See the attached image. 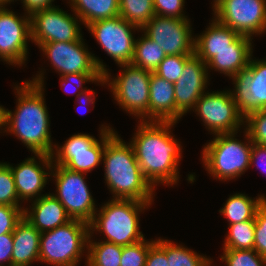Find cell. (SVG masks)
<instances>
[{"label": "cell", "instance_id": "30", "mask_svg": "<svg viewBox=\"0 0 266 266\" xmlns=\"http://www.w3.org/2000/svg\"><path fill=\"white\" fill-rule=\"evenodd\" d=\"M228 234L223 249H254L255 219L234 223L228 226Z\"/></svg>", "mask_w": 266, "mask_h": 266}, {"label": "cell", "instance_id": "42", "mask_svg": "<svg viewBox=\"0 0 266 266\" xmlns=\"http://www.w3.org/2000/svg\"><path fill=\"white\" fill-rule=\"evenodd\" d=\"M13 236L12 233L0 235V266H12Z\"/></svg>", "mask_w": 266, "mask_h": 266}, {"label": "cell", "instance_id": "2", "mask_svg": "<svg viewBox=\"0 0 266 266\" xmlns=\"http://www.w3.org/2000/svg\"><path fill=\"white\" fill-rule=\"evenodd\" d=\"M23 83L14 87L17 106L13 112L7 109L6 133L17 136L34 154L51 155L55 145L44 98V71Z\"/></svg>", "mask_w": 266, "mask_h": 266}, {"label": "cell", "instance_id": "40", "mask_svg": "<svg viewBox=\"0 0 266 266\" xmlns=\"http://www.w3.org/2000/svg\"><path fill=\"white\" fill-rule=\"evenodd\" d=\"M185 0H153L155 15L188 19L184 15Z\"/></svg>", "mask_w": 266, "mask_h": 266}, {"label": "cell", "instance_id": "32", "mask_svg": "<svg viewBox=\"0 0 266 266\" xmlns=\"http://www.w3.org/2000/svg\"><path fill=\"white\" fill-rule=\"evenodd\" d=\"M220 257L227 266H266V258L254 249H223Z\"/></svg>", "mask_w": 266, "mask_h": 266}, {"label": "cell", "instance_id": "23", "mask_svg": "<svg viewBox=\"0 0 266 266\" xmlns=\"http://www.w3.org/2000/svg\"><path fill=\"white\" fill-rule=\"evenodd\" d=\"M40 235L24 217L17 223L12 233V266H30L39 261Z\"/></svg>", "mask_w": 266, "mask_h": 266}, {"label": "cell", "instance_id": "44", "mask_svg": "<svg viewBox=\"0 0 266 266\" xmlns=\"http://www.w3.org/2000/svg\"><path fill=\"white\" fill-rule=\"evenodd\" d=\"M259 160L262 161V164H264L265 166H261L262 164L261 162H258ZM254 163H256L255 165H257V167H259L260 169H262L263 167L262 170L266 172V145H257L252 143L250 167H252Z\"/></svg>", "mask_w": 266, "mask_h": 266}, {"label": "cell", "instance_id": "39", "mask_svg": "<svg viewBox=\"0 0 266 266\" xmlns=\"http://www.w3.org/2000/svg\"><path fill=\"white\" fill-rule=\"evenodd\" d=\"M24 207L0 205V235L13 233L17 223L23 218Z\"/></svg>", "mask_w": 266, "mask_h": 266}, {"label": "cell", "instance_id": "1", "mask_svg": "<svg viewBox=\"0 0 266 266\" xmlns=\"http://www.w3.org/2000/svg\"><path fill=\"white\" fill-rule=\"evenodd\" d=\"M175 123L140 121L129 142L144 177L154 188L161 183L173 186L179 181L182 146L171 135Z\"/></svg>", "mask_w": 266, "mask_h": 266}, {"label": "cell", "instance_id": "22", "mask_svg": "<svg viewBox=\"0 0 266 266\" xmlns=\"http://www.w3.org/2000/svg\"><path fill=\"white\" fill-rule=\"evenodd\" d=\"M149 121L176 122L174 83L151 72Z\"/></svg>", "mask_w": 266, "mask_h": 266}, {"label": "cell", "instance_id": "3", "mask_svg": "<svg viewBox=\"0 0 266 266\" xmlns=\"http://www.w3.org/2000/svg\"><path fill=\"white\" fill-rule=\"evenodd\" d=\"M105 183L113 199H131L152 202L155 188L144 177L133 147L119 137L111 127L105 132L102 155Z\"/></svg>", "mask_w": 266, "mask_h": 266}, {"label": "cell", "instance_id": "31", "mask_svg": "<svg viewBox=\"0 0 266 266\" xmlns=\"http://www.w3.org/2000/svg\"><path fill=\"white\" fill-rule=\"evenodd\" d=\"M166 258L169 266H211L213 263V259L168 239H166Z\"/></svg>", "mask_w": 266, "mask_h": 266}, {"label": "cell", "instance_id": "10", "mask_svg": "<svg viewBox=\"0 0 266 266\" xmlns=\"http://www.w3.org/2000/svg\"><path fill=\"white\" fill-rule=\"evenodd\" d=\"M192 110L214 135L235 133L244 126V116L238 111L231 90L205 92Z\"/></svg>", "mask_w": 266, "mask_h": 266}, {"label": "cell", "instance_id": "25", "mask_svg": "<svg viewBox=\"0 0 266 266\" xmlns=\"http://www.w3.org/2000/svg\"><path fill=\"white\" fill-rule=\"evenodd\" d=\"M265 200L264 194L252 199L243 193H236L227 199L219 212L224 215L229 225L244 222L255 217L256 211Z\"/></svg>", "mask_w": 266, "mask_h": 266}, {"label": "cell", "instance_id": "28", "mask_svg": "<svg viewBox=\"0 0 266 266\" xmlns=\"http://www.w3.org/2000/svg\"><path fill=\"white\" fill-rule=\"evenodd\" d=\"M166 56L164 50L155 41L142 34L141 38L135 39L131 64L154 72Z\"/></svg>", "mask_w": 266, "mask_h": 266}, {"label": "cell", "instance_id": "24", "mask_svg": "<svg viewBox=\"0 0 266 266\" xmlns=\"http://www.w3.org/2000/svg\"><path fill=\"white\" fill-rule=\"evenodd\" d=\"M71 9L82 24L119 16V0H69Z\"/></svg>", "mask_w": 266, "mask_h": 266}, {"label": "cell", "instance_id": "9", "mask_svg": "<svg viewBox=\"0 0 266 266\" xmlns=\"http://www.w3.org/2000/svg\"><path fill=\"white\" fill-rule=\"evenodd\" d=\"M110 128L109 125H101L100 141L90 134L78 133L69 137L63 146L55 144V150L51 154L53 164L64 166L71 171L86 174L91 172L102 163L105 132Z\"/></svg>", "mask_w": 266, "mask_h": 266}, {"label": "cell", "instance_id": "18", "mask_svg": "<svg viewBox=\"0 0 266 266\" xmlns=\"http://www.w3.org/2000/svg\"><path fill=\"white\" fill-rule=\"evenodd\" d=\"M208 68L195 54L185 63L182 75L174 83L176 122L191 111L205 93L208 84Z\"/></svg>", "mask_w": 266, "mask_h": 266}, {"label": "cell", "instance_id": "13", "mask_svg": "<svg viewBox=\"0 0 266 266\" xmlns=\"http://www.w3.org/2000/svg\"><path fill=\"white\" fill-rule=\"evenodd\" d=\"M74 16L57 6L35 12L30 16L32 43L39 46L43 43L80 40L79 22L82 21L76 14Z\"/></svg>", "mask_w": 266, "mask_h": 266}, {"label": "cell", "instance_id": "14", "mask_svg": "<svg viewBox=\"0 0 266 266\" xmlns=\"http://www.w3.org/2000/svg\"><path fill=\"white\" fill-rule=\"evenodd\" d=\"M87 29L117 65L131 63L135 44L132 31L140 30L139 27L116 16L95 21Z\"/></svg>", "mask_w": 266, "mask_h": 266}, {"label": "cell", "instance_id": "37", "mask_svg": "<svg viewBox=\"0 0 266 266\" xmlns=\"http://www.w3.org/2000/svg\"><path fill=\"white\" fill-rule=\"evenodd\" d=\"M60 80H61V85L64 89V92L66 91V93L70 92V90L67 89L68 86L66 84L71 83V81L74 80L73 82L76 85V87L74 85H71V86H74L76 88V89H73L74 90L73 93L76 95V97H78L82 92H85L86 90H88L87 88L83 87L84 83L86 84L87 82H92V83L95 82V84L100 83V84H102V86L106 85V80H105V77L102 73L65 74L63 76H60ZM67 90L69 92H67Z\"/></svg>", "mask_w": 266, "mask_h": 266}, {"label": "cell", "instance_id": "8", "mask_svg": "<svg viewBox=\"0 0 266 266\" xmlns=\"http://www.w3.org/2000/svg\"><path fill=\"white\" fill-rule=\"evenodd\" d=\"M85 174L71 171L61 165H53L51 175L56 182V194L52 195L64 206L71 219L89 224L97 208L86 183Z\"/></svg>", "mask_w": 266, "mask_h": 266}, {"label": "cell", "instance_id": "47", "mask_svg": "<svg viewBox=\"0 0 266 266\" xmlns=\"http://www.w3.org/2000/svg\"><path fill=\"white\" fill-rule=\"evenodd\" d=\"M12 1L14 2V0H0V5H6L8 3L10 4Z\"/></svg>", "mask_w": 266, "mask_h": 266}, {"label": "cell", "instance_id": "21", "mask_svg": "<svg viewBox=\"0 0 266 266\" xmlns=\"http://www.w3.org/2000/svg\"><path fill=\"white\" fill-rule=\"evenodd\" d=\"M31 203L32 207L24 208L23 217L40 233L53 230L71 220L64 206L51 193H46Z\"/></svg>", "mask_w": 266, "mask_h": 266}, {"label": "cell", "instance_id": "12", "mask_svg": "<svg viewBox=\"0 0 266 266\" xmlns=\"http://www.w3.org/2000/svg\"><path fill=\"white\" fill-rule=\"evenodd\" d=\"M212 9L217 21L240 35L266 32V0H221Z\"/></svg>", "mask_w": 266, "mask_h": 266}, {"label": "cell", "instance_id": "4", "mask_svg": "<svg viewBox=\"0 0 266 266\" xmlns=\"http://www.w3.org/2000/svg\"><path fill=\"white\" fill-rule=\"evenodd\" d=\"M151 203L112 198L100 208V211L94 213L89 223L90 234L95 231L103 233L107 242L122 247L144 240V235L139 228V214L149 208Z\"/></svg>", "mask_w": 266, "mask_h": 266}, {"label": "cell", "instance_id": "6", "mask_svg": "<svg viewBox=\"0 0 266 266\" xmlns=\"http://www.w3.org/2000/svg\"><path fill=\"white\" fill-rule=\"evenodd\" d=\"M89 235V224L75 219L42 232L39 262L53 266H77L88 248Z\"/></svg>", "mask_w": 266, "mask_h": 266}, {"label": "cell", "instance_id": "7", "mask_svg": "<svg viewBox=\"0 0 266 266\" xmlns=\"http://www.w3.org/2000/svg\"><path fill=\"white\" fill-rule=\"evenodd\" d=\"M119 67L122 71L116 78H111L109 72L104 75L114 100L121 109L138 117L139 121H149L151 72L131 63Z\"/></svg>", "mask_w": 266, "mask_h": 266}, {"label": "cell", "instance_id": "26", "mask_svg": "<svg viewBox=\"0 0 266 266\" xmlns=\"http://www.w3.org/2000/svg\"><path fill=\"white\" fill-rule=\"evenodd\" d=\"M252 53L253 49H223L216 52V56L207 63V68L232 78L248 67Z\"/></svg>", "mask_w": 266, "mask_h": 266}, {"label": "cell", "instance_id": "19", "mask_svg": "<svg viewBox=\"0 0 266 266\" xmlns=\"http://www.w3.org/2000/svg\"><path fill=\"white\" fill-rule=\"evenodd\" d=\"M33 155L34 156L25 159L22 163H19L16 167L7 163L10 166L14 177L19 201L21 200L22 202H24V200H29L31 202L33 199L36 200L39 197L46 195H41V191H43L42 189L46 186L49 181L48 179L51 176L50 172L53 166L51 155ZM36 159L40 160L39 163Z\"/></svg>", "mask_w": 266, "mask_h": 266}, {"label": "cell", "instance_id": "48", "mask_svg": "<svg viewBox=\"0 0 266 266\" xmlns=\"http://www.w3.org/2000/svg\"><path fill=\"white\" fill-rule=\"evenodd\" d=\"M221 0H213V6L214 7L215 5H217Z\"/></svg>", "mask_w": 266, "mask_h": 266}, {"label": "cell", "instance_id": "20", "mask_svg": "<svg viewBox=\"0 0 266 266\" xmlns=\"http://www.w3.org/2000/svg\"><path fill=\"white\" fill-rule=\"evenodd\" d=\"M211 22L201 35L195 36L194 54L205 64L223 49H253V38L240 35L214 17Z\"/></svg>", "mask_w": 266, "mask_h": 266}, {"label": "cell", "instance_id": "33", "mask_svg": "<svg viewBox=\"0 0 266 266\" xmlns=\"http://www.w3.org/2000/svg\"><path fill=\"white\" fill-rule=\"evenodd\" d=\"M245 131L251 142L257 145H266V108L250 112L244 117Z\"/></svg>", "mask_w": 266, "mask_h": 266}, {"label": "cell", "instance_id": "45", "mask_svg": "<svg viewBox=\"0 0 266 266\" xmlns=\"http://www.w3.org/2000/svg\"><path fill=\"white\" fill-rule=\"evenodd\" d=\"M96 92H94V90H92V89H88V90H86L85 92H82L78 97H76V98H78L79 100L78 101H80V104H81V106H83L84 104L83 103H86V105H88V104H93L94 105V103H95V98H96V94H95ZM82 98H83V101L85 100V102H82ZM88 103V104H87ZM85 106V105H84Z\"/></svg>", "mask_w": 266, "mask_h": 266}, {"label": "cell", "instance_id": "11", "mask_svg": "<svg viewBox=\"0 0 266 266\" xmlns=\"http://www.w3.org/2000/svg\"><path fill=\"white\" fill-rule=\"evenodd\" d=\"M38 47L60 76L74 73H102L105 75L109 70L99 58L89 52L83 37L71 42L43 43Z\"/></svg>", "mask_w": 266, "mask_h": 266}, {"label": "cell", "instance_id": "43", "mask_svg": "<svg viewBox=\"0 0 266 266\" xmlns=\"http://www.w3.org/2000/svg\"><path fill=\"white\" fill-rule=\"evenodd\" d=\"M24 6L25 14L31 16L37 11H41L47 8H51L54 0H21Z\"/></svg>", "mask_w": 266, "mask_h": 266}, {"label": "cell", "instance_id": "36", "mask_svg": "<svg viewBox=\"0 0 266 266\" xmlns=\"http://www.w3.org/2000/svg\"><path fill=\"white\" fill-rule=\"evenodd\" d=\"M155 240H142L123 247L120 266H145L149 247Z\"/></svg>", "mask_w": 266, "mask_h": 266}, {"label": "cell", "instance_id": "29", "mask_svg": "<svg viewBox=\"0 0 266 266\" xmlns=\"http://www.w3.org/2000/svg\"><path fill=\"white\" fill-rule=\"evenodd\" d=\"M119 16L141 29L155 16L153 0H119Z\"/></svg>", "mask_w": 266, "mask_h": 266}, {"label": "cell", "instance_id": "38", "mask_svg": "<svg viewBox=\"0 0 266 266\" xmlns=\"http://www.w3.org/2000/svg\"><path fill=\"white\" fill-rule=\"evenodd\" d=\"M254 250L266 258V200L255 213Z\"/></svg>", "mask_w": 266, "mask_h": 266}, {"label": "cell", "instance_id": "35", "mask_svg": "<svg viewBox=\"0 0 266 266\" xmlns=\"http://www.w3.org/2000/svg\"><path fill=\"white\" fill-rule=\"evenodd\" d=\"M193 55H167L154 71L156 75L167 81L175 83L182 75L185 63Z\"/></svg>", "mask_w": 266, "mask_h": 266}, {"label": "cell", "instance_id": "46", "mask_svg": "<svg viewBox=\"0 0 266 266\" xmlns=\"http://www.w3.org/2000/svg\"><path fill=\"white\" fill-rule=\"evenodd\" d=\"M7 109L0 105V130L6 132ZM3 127V128H2ZM5 127V128H4Z\"/></svg>", "mask_w": 266, "mask_h": 266}, {"label": "cell", "instance_id": "15", "mask_svg": "<svg viewBox=\"0 0 266 266\" xmlns=\"http://www.w3.org/2000/svg\"><path fill=\"white\" fill-rule=\"evenodd\" d=\"M189 19L155 15L141 29L166 55H194L195 38Z\"/></svg>", "mask_w": 266, "mask_h": 266}, {"label": "cell", "instance_id": "16", "mask_svg": "<svg viewBox=\"0 0 266 266\" xmlns=\"http://www.w3.org/2000/svg\"><path fill=\"white\" fill-rule=\"evenodd\" d=\"M7 5H0V58L9 65L22 66L31 40L30 16H18Z\"/></svg>", "mask_w": 266, "mask_h": 266}, {"label": "cell", "instance_id": "41", "mask_svg": "<svg viewBox=\"0 0 266 266\" xmlns=\"http://www.w3.org/2000/svg\"><path fill=\"white\" fill-rule=\"evenodd\" d=\"M145 266H169L166 258V239L160 237L149 247Z\"/></svg>", "mask_w": 266, "mask_h": 266}, {"label": "cell", "instance_id": "34", "mask_svg": "<svg viewBox=\"0 0 266 266\" xmlns=\"http://www.w3.org/2000/svg\"><path fill=\"white\" fill-rule=\"evenodd\" d=\"M20 202L10 166L0 162V205L21 206Z\"/></svg>", "mask_w": 266, "mask_h": 266}, {"label": "cell", "instance_id": "5", "mask_svg": "<svg viewBox=\"0 0 266 266\" xmlns=\"http://www.w3.org/2000/svg\"><path fill=\"white\" fill-rule=\"evenodd\" d=\"M235 133L215 134L203 147L202 162L206 171L215 179L230 181L250 168L252 142L244 131L246 143L236 139Z\"/></svg>", "mask_w": 266, "mask_h": 266}, {"label": "cell", "instance_id": "17", "mask_svg": "<svg viewBox=\"0 0 266 266\" xmlns=\"http://www.w3.org/2000/svg\"><path fill=\"white\" fill-rule=\"evenodd\" d=\"M231 91L238 111L245 117L266 108V60L250 58L248 67L232 77Z\"/></svg>", "mask_w": 266, "mask_h": 266}, {"label": "cell", "instance_id": "27", "mask_svg": "<svg viewBox=\"0 0 266 266\" xmlns=\"http://www.w3.org/2000/svg\"><path fill=\"white\" fill-rule=\"evenodd\" d=\"M89 235L86 266H120L123 247L112 242L92 240Z\"/></svg>", "mask_w": 266, "mask_h": 266}]
</instances>
